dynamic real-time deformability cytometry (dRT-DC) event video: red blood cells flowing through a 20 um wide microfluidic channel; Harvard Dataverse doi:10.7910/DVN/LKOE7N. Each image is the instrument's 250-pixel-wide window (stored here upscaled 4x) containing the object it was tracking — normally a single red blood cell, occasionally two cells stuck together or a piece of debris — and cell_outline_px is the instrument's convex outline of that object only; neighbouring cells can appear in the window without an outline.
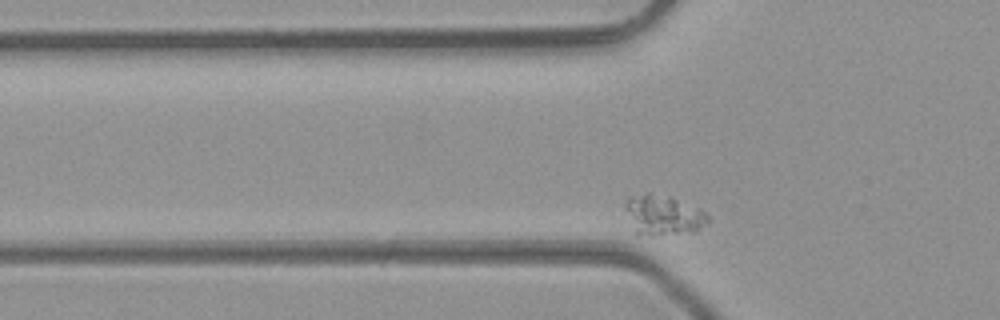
{"species": "common noctule bat (a hibernating species)", "species_latin": "Nyctalus noctula", "temperature_condition": "room temperature", "stored_images_in_passage": 28, "camera_frame_rate_fps": 3000, "um_per_image_px": 0.085, "animal": {"sex": "male", "body_mass_g": 23.1, "forearm_length_mm": 52.7}, "frame": {"image": 1, "passage_image": 2, "time_ms": 0.333, "image_size_px": [1000, 320], "cell_outline_px": [[708, 220], [700, 228], [692, 232], [652, 236], [632, 232], [624, 204], [624, 200], [628, 196], [644, 192], [652, 192], [672, 196], [700, 208], [708, 216]], "centroid_in_image_um": [56.3, 18.25], "position_along_channel_um": 69.5, "area_um2": 19.88}}
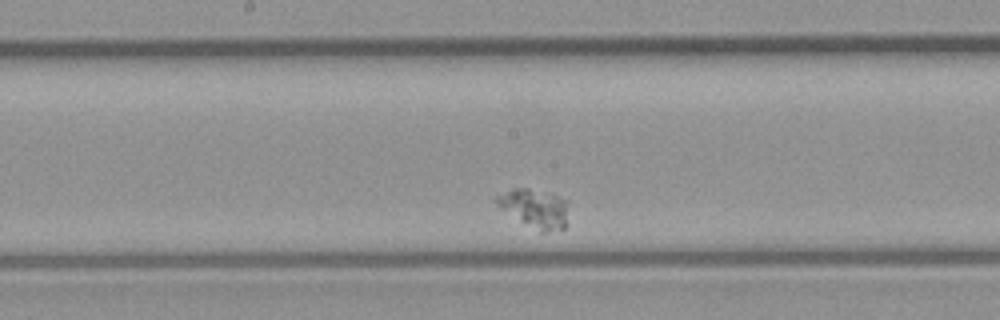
{"frame": {"image": 2, "passage_image": 13, "time_ms": 4.0, "image_size_px": [1000, 320], "cell_outline_px": [[568, 204], [564, 228], [548, 232], [540, 232], [500, 208], [496, 204], [496, 196], [512, 188], [528, 188], [556, 196], [568, 200]], "centroid_in_image_um": [45.46, 17.71], "position_along_channel_um": 202.7, "area_um2": 15.84}}
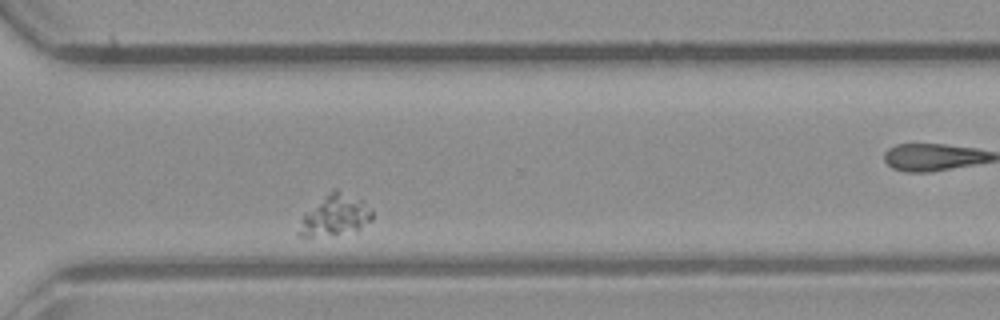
{"frame": {"image": 3, "passage_image": 24, "time_ms": 7.667, "image_size_px": [1000, 320], "cell_outline_px": [[372, 220], [360, 228], [312, 236], [296, 236], [296, 232], [300, 220], [332, 188], [336, 188], [364, 200], [372, 212]], "centroid_in_image_um": [28.48, 18.25], "position_along_channel_um": 342.1, "area_um2": 16.88}}